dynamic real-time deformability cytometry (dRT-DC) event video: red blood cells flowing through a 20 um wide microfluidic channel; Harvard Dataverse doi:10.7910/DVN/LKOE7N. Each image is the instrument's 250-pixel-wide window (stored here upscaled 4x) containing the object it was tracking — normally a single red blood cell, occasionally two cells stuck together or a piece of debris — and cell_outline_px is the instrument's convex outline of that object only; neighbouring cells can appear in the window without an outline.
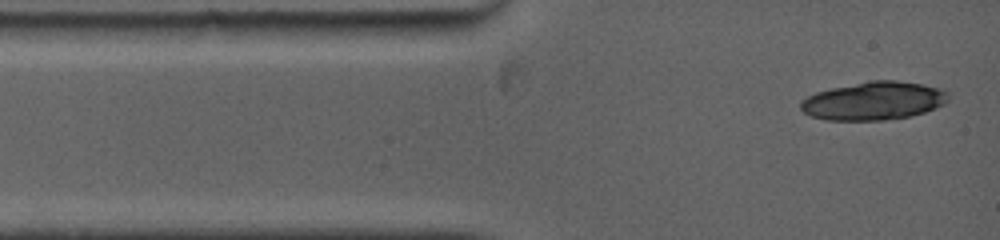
{"species": "common noctule bat (a hibernating species)", "species_latin": "Nyctalus noctula", "temperature_condition": "warm", "stored_images_in_passage": 3, "camera_frame_rate_fps": 5000, "um_per_image_px": 0.085, "animal": {"sex": "female", "body_mass_g": 19.0, "forearm_length_mm": 53.3}, "frame": {"image": 1, "passage_image": 1, "time_ms": 0.0, "image_size_px": [1000, 240], "cell_outline_px": [[948, 100], [944, 104], [936, 108], [924, 112], [908, 116], [880, 120], [828, 120], [812, 116], [804, 112], [800, 108], [800, 100], [816, 92], [832, 88], [872, 80], [896, 80], [924, 84], [940, 88], [948, 92]], "centroid_in_image_um": [74.28, 8.56], "position_along_channel_um": 10.7, "area_um2": 32.77}}